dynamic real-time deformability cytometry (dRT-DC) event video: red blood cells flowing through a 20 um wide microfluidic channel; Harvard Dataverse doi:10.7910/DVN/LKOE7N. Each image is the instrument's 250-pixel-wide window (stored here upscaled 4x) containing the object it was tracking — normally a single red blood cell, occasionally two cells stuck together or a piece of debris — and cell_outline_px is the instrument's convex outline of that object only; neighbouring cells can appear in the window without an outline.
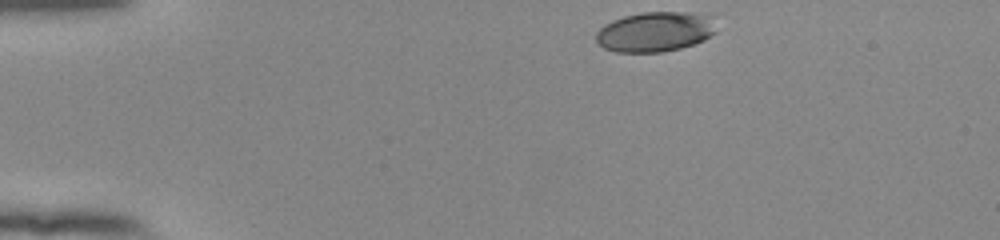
{"species": "human", "species_latin": "Homo sapiens", "temperature_condition": "room temperature", "stored_images_in_passage": 38, "camera_frame_rate_fps": 3000, "um_per_image_px": 0.085, "donor": {"sex": "female"}, "frame": {"image": 1, "passage_image": 1, "time_ms": 0.0, "image_size_px": [1000, 240], "cell_outline_px": [[720, 12], [716, 32], [704, 40], [680, 48], [664, 52], [616, 52], [604, 48], [596, 44], [596, 32], [604, 24], [612, 20], [624, 16], [640, 12]], "centroid_in_image_um": [55.82, 2.65], "position_along_channel_um": 29.2, "area_um2": 29.19}}
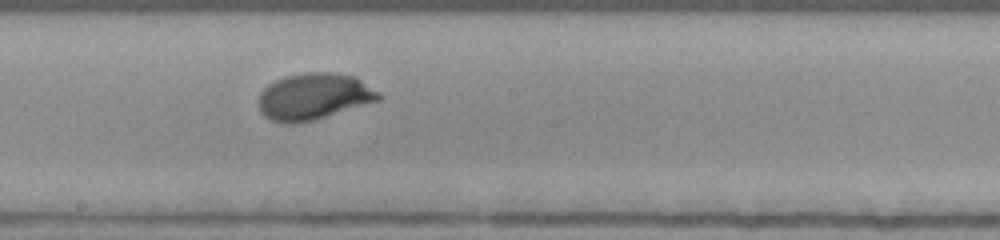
{"frame": {"image": 2, "passage_image": 22, "time_ms": 7.0, "image_size_px": [1000, 240], "cell_outline_px": [[384, 96], [380, 100], [312, 120], [292, 124], [288, 124], [272, 120], [264, 116], [260, 112], [260, 92], [268, 84], [284, 76], [304, 72], [336, 72], [356, 76], [380, 92]], "centroid_in_image_um": [26.71, 8.18], "position_along_channel_um": 221.5, "area_um2": 32.66}}
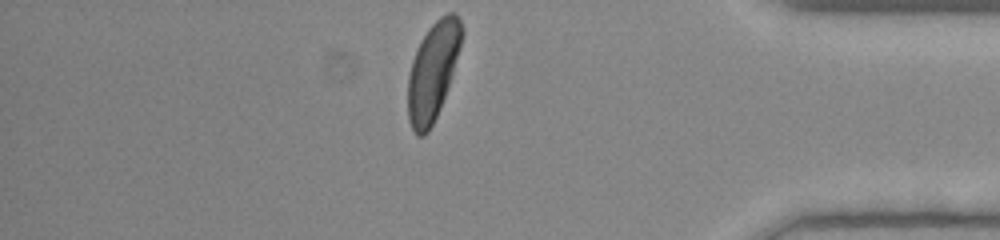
{"frame": {"image": 3, "passage_image": 38, "time_ms": 12.333, "image_size_px": [1000, 240], "cell_outline_px": [[464, 32], [452, 76], [440, 108], [428, 132], [424, 136], [416, 136], [408, 120], [408, 76], [412, 60], [416, 48], [420, 40], [428, 28], [440, 16], [448, 12], [456, 12], [464, 28]], "centroid_in_image_um": [36.79, 6.01], "position_along_channel_um": 398.4, "area_um2": 30.87}, "authors_computed_cell_mechanics": {"area_um2": 31.2409, "velocity_mm_per_s": 3.823, "shape_relaxation_time_tau1_ms": 3.16, "shape_relaxation_time_tau2_ms": null, "deformation_change_tau1": 0.198, "deformation_change_tau2": null}}